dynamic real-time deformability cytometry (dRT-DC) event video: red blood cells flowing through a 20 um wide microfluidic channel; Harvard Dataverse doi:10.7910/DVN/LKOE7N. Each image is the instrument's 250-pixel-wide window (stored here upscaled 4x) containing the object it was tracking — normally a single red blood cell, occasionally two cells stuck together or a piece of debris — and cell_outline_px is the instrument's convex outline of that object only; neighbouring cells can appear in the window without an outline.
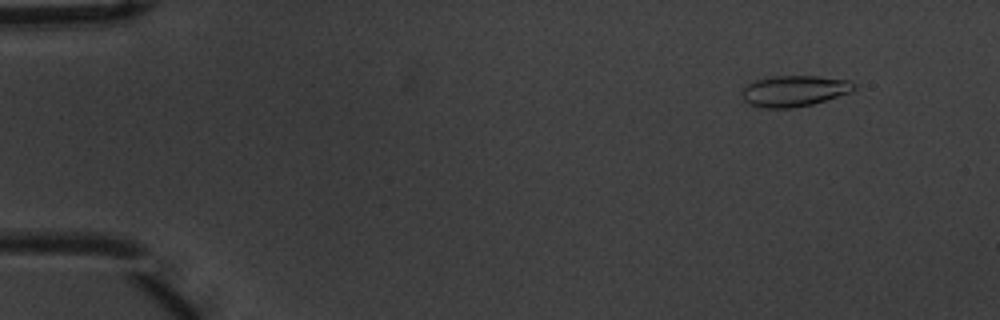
{"species": "common noctule bat (a hibernating species)", "species_latin": "Nyctalus noctula", "temperature_condition": "warm", "stored_images_in_passage": 9, "camera_frame_rate_fps": 3000, "um_per_image_px": 0.085, "animal": {"sex": "male", "body_mass_g": 20.1, "forearm_length_mm": 53.5}, "frame": {"image": 1, "passage_image": 2, "time_ms": 0.333, "image_size_px": [1000, 320], "cell_outline_px": [[856, 88], [852, 92], [812, 104], [792, 108], [764, 108], [748, 104], [744, 100], [740, 92], [748, 84], [756, 80], [772, 76], [816, 76], [848, 80], [856, 84]], "centroid_in_image_um": [67.51, 7.73], "position_along_channel_um": 17.5, "area_um2": 20.29}}
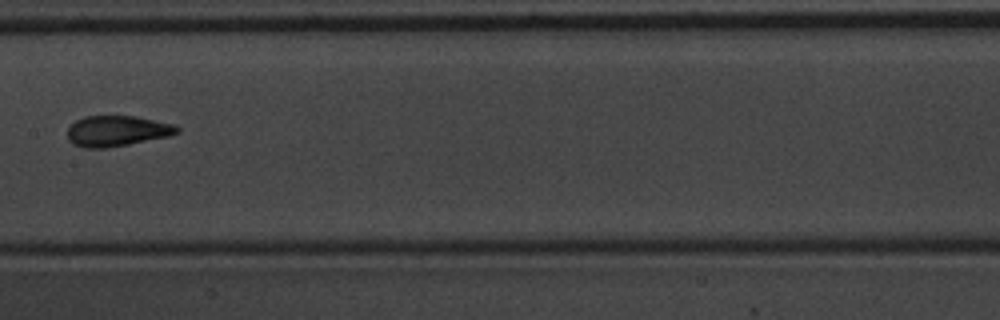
{"frame": {"image": 2, "passage_image": 8, "time_ms": 2.333, "image_size_px": [1000, 320], "cell_outline_px": [[180, 132], [168, 136], [108, 148], [84, 148], [72, 144], [68, 140], [68, 128], [76, 120], [84, 116], [136, 116], [176, 124], [180, 128]], "centroid_in_image_um": [9.95, 11.13], "position_along_channel_um": 197.4, "area_um2": 19.71}}
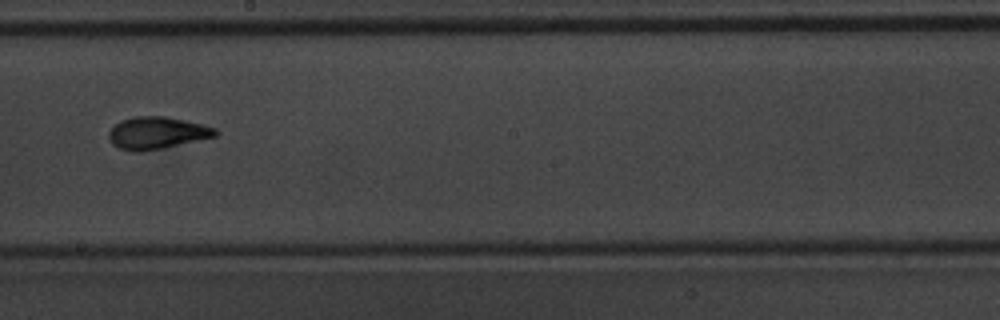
{"frame": {"image": 3, "passage_image": 9, "time_ms": 2.667, "image_size_px": [1000, 320], "cell_outline_px": [[220, 132], [216, 136], [160, 148], [136, 152], [132, 152], [120, 148], [112, 144], [108, 136], [108, 132], [120, 120], [136, 116], [164, 116], [204, 124], [216, 128]], "centroid_in_image_um": [13.34, 11.28], "position_along_channel_um": 234.9, "area_um2": 19.83}}